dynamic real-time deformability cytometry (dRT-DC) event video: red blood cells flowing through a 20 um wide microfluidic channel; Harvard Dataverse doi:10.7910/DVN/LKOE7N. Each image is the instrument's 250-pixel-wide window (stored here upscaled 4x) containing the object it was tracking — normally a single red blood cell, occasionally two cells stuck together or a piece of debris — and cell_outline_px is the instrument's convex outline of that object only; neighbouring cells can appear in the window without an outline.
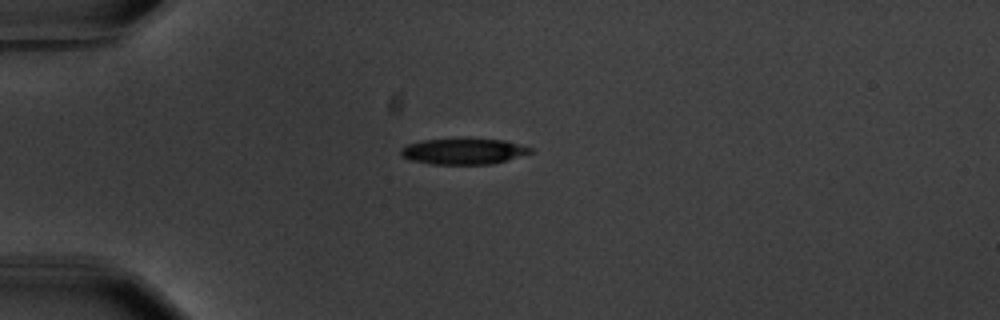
{"species": "common noctule bat (a hibernating species)", "species_latin": "Nyctalus noctula", "temperature_condition": "warm", "stored_images_in_passage": 3, "camera_frame_rate_fps": 3000, "um_per_image_px": 0.085, "animal": {"sex": "male", "body_mass_g": 20.1, "forearm_length_mm": 53.5}, "frame": {"image": 1, "passage_image": 1, "time_ms": 0.0, "image_size_px": [1000, 320], "cell_outline_px": [[532, 152], [508, 160], [492, 164], [432, 164], [412, 160], [400, 156], [400, 148], [408, 144], [424, 140], [464, 136], [504, 140], [532, 148]], "centroid_in_image_um": [39.38, 12.82], "position_along_channel_um": 45.6, "area_um2": 20.23}}